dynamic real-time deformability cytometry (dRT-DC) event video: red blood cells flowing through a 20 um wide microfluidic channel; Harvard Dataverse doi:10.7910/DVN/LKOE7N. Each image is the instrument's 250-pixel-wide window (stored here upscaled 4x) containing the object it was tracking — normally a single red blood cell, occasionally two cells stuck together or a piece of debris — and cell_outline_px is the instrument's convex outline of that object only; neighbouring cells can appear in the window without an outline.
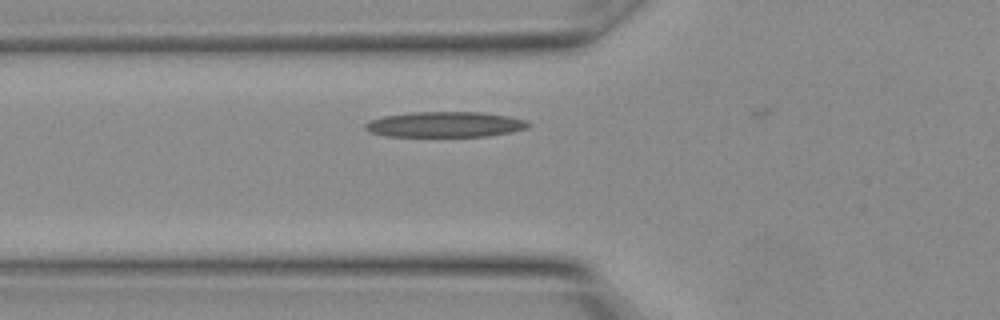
{"species": "Egyptian fruit bat (a non-hibernating species)", "species_latin": "Rousettus aegyptiacus", "temperature_condition": "warm", "stored_images_in_passage": 3, "camera_frame_rate_fps": 3000, "um_per_image_px": 0.085, "animal": {"sex": "female"}, "frame": {"image": 1, "passage_image": 2, "time_ms": 0.333, "image_size_px": [1000, 320], "cell_outline_px": [[532, 124], [528, 128], [512, 132], [488, 136], [384, 136], [368, 132], [364, 128], [364, 124], [372, 120], [384, 116], [412, 112], [480, 112], [508, 116], [528, 120]], "centroid_in_image_um": [37.86, 10.58], "position_along_channel_um": 87.9, "area_um2": 24.33}}